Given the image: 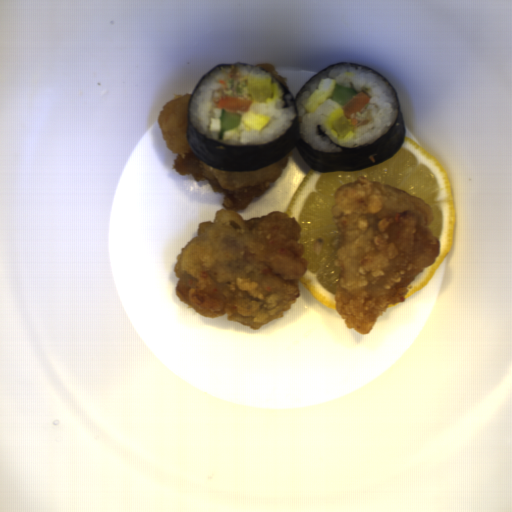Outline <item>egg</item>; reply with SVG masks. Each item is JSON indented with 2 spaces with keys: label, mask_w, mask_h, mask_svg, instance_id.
<instances>
[{
  "label": "egg",
  "mask_w": 512,
  "mask_h": 512,
  "mask_svg": "<svg viewBox=\"0 0 512 512\" xmlns=\"http://www.w3.org/2000/svg\"><path fill=\"white\" fill-rule=\"evenodd\" d=\"M336 86L335 78H322L318 88L315 89L301 104L309 113H314L326 99L334 92Z\"/></svg>",
  "instance_id": "egg-1"
},
{
  "label": "egg",
  "mask_w": 512,
  "mask_h": 512,
  "mask_svg": "<svg viewBox=\"0 0 512 512\" xmlns=\"http://www.w3.org/2000/svg\"><path fill=\"white\" fill-rule=\"evenodd\" d=\"M270 116H266L263 113H255L254 111H246L243 113L242 122L245 126L246 131L253 129L257 132H261L270 120Z\"/></svg>",
  "instance_id": "egg-2"
}]
</instances>
